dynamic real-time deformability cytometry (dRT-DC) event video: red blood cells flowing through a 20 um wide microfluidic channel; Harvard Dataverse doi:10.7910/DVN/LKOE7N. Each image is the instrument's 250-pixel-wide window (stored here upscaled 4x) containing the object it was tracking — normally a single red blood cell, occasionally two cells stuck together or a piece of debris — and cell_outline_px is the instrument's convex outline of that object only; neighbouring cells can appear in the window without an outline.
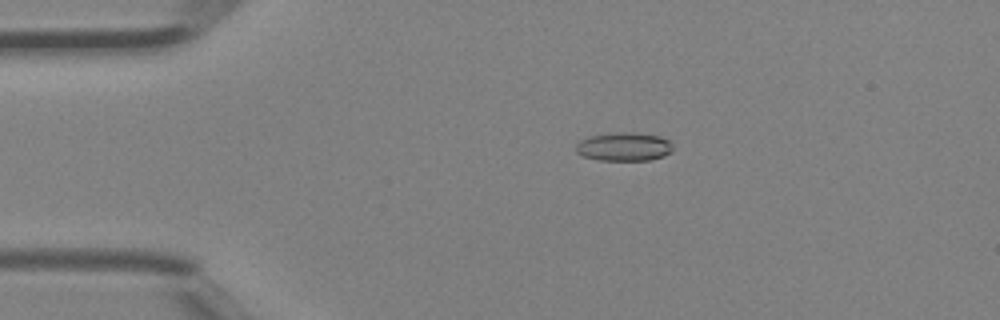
{"species": "Egyptian fruit bat (a non-hibernating species)", "species_latin": "Rousettus aegyptiacus", "temperature_condition": "room temperature", "stored_images_in_passage": 4, "camera_frame_rate_fps": 3000, "um_per_image_px": 0.085, "animal": {"sex": "female"}, "frame": {"image": 1, "passage_image": 3, "time_ms": 0.667, "image_size_px": [1000, 320], "cell_outline_px": [[672, 152], [664, 156], [648, 160], [596, 160], [584, 156], [576, 152], [576, 144], [580, 140], [588, 136], [624, 132], [632, 132], [660, 136], [668, 140], [672, 144]], "centroid_in_image_um": [53.04, 12.47], "position_along_channel_um": 32.0, "area_um2": 16.13}}